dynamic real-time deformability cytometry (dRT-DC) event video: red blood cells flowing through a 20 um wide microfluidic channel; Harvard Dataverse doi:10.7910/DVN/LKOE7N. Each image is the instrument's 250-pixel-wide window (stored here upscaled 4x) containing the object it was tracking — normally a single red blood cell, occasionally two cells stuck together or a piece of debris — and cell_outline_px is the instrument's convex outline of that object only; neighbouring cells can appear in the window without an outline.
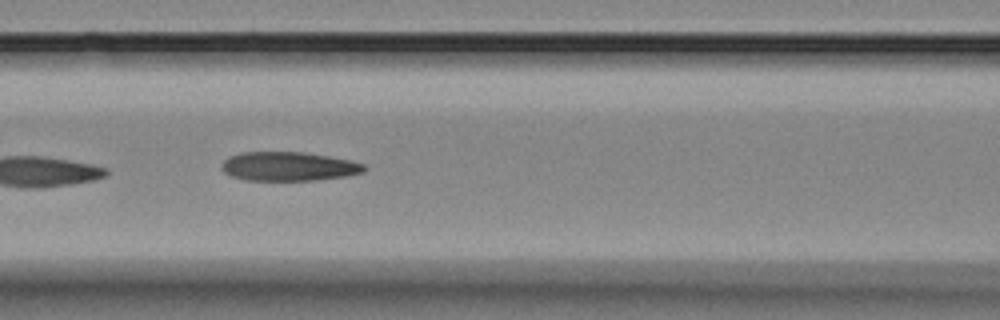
{"species": "Egyptian fruit bat (a non-hibernating species)", "species_latin": "Rousettus aegyptiacus", "temperature_condition": "room temperature", "stored_images_in_passage": 8, "camera_frame_rate_fps": 3000, "um_per_image_px": 0.085, "animal": {"sex": "female"}, "frame": {"image": 1, "passage_image": 5, "time_ms": 4.667, "image_size_px": [1000, 320], "cell_outline_px": [[368, 168], [364, 172], [344, 176], [316, 180], [248, 180], [232, 176], [224, 172], [224, 160], [240, 152], [304, 152], [352, 160], [364, 164]], "centroid_in_image_um": [24.6, 14.14], "position_along_channel_um": 142.0, "area_um2": 23.87}}
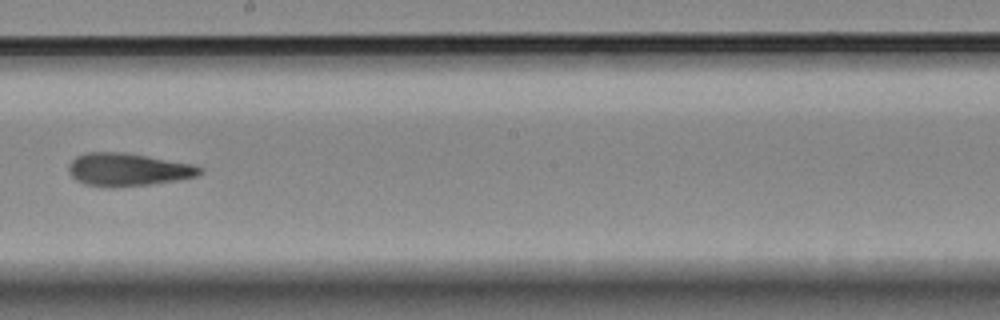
{"frame": {"image": 2, "passage_image": 7, "time_ms": 7.0, "image_size_px": [1000, 320], "cell_outline_px": [[204, 172], [196, 176], [176, 180], [148, 184], [88, 184], [76, 180], [72, 176], [68, 168], [68, 164], [76, 156], [88, 152], [124, 152], [196, 164], [204, 168]], "centroid_in_image_um": [10.95, 14.35], "position_along_channel_um": 237.3, "area_um2": 24.33}}
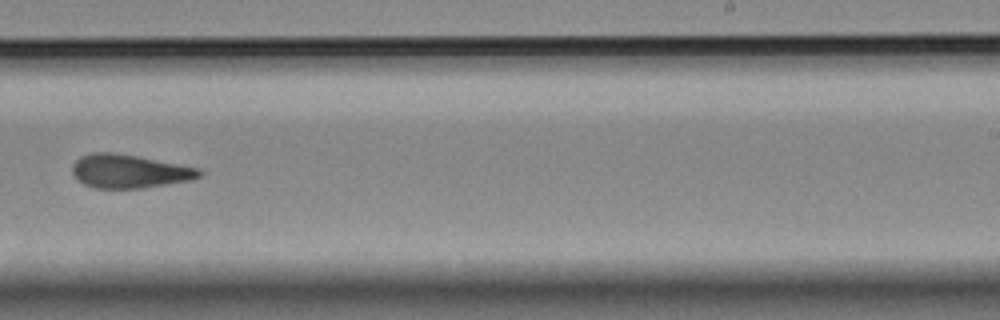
{"frame": {"image": 3, "passage_image": 8, "time_ms": 8.0, "image_size_px": [1000, 320], "cell_outline_px": [[204, 172], [200, 176], [192, 180], [140, 188], [96, 188], [84, 184], [72, 172], [72, 164], [80, 156], [92, 152], [112, 152], [140, 156], [200, 168]], "centroid_in_image_um": [11.01, 14.54], "position_along_channel_um": 278.0, "area_um2": 24.91}}